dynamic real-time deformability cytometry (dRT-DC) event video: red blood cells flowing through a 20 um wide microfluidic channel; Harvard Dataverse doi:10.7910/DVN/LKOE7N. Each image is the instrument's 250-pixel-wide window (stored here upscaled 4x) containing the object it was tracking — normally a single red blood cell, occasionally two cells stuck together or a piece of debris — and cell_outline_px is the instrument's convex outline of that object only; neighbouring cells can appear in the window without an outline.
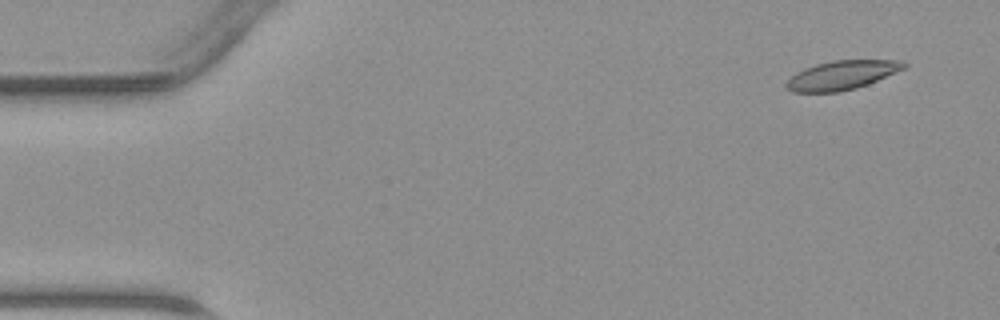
{"species": "common noctule bat (a hibernating species)", "species_latin": "Nyctalus noctula", "temperature_condition": "warm", "stored_images_in_passage": 46, "camera_frame_rate_fps": 3000, "um_per_image_px": 0.085, "animal": {"sex": "male", "body_mass_g": 23.1, "forearm_length_mm": 52.7}, "frame": {"image": 1, "passage_image": 3, "time_ms": 0.667, "image_size_px": [1000, 320], "cell_outline_px": [[908, 64], [904, 68], [868, 84], [856, 88], [836, 92], [792, 92], [784, 84], [796, 72], [804, 68], [816, 64], [832, 60], [904, 60]], "centroid_in_image_um": [71.55, 6.38], "position_along_channel_um": 13.4, "area_um2": 19.77}}
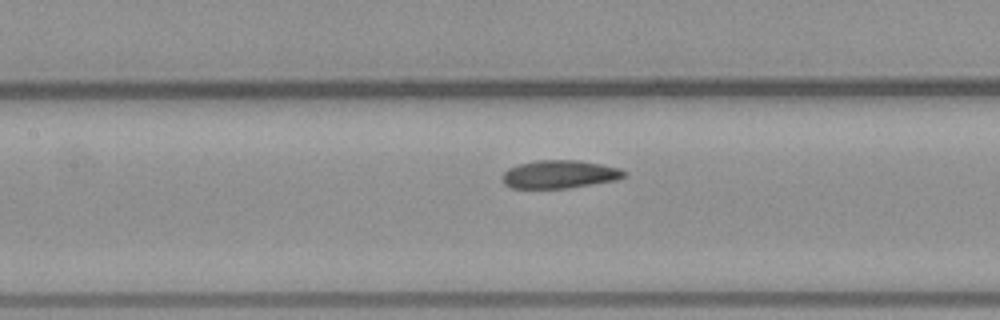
{"frame": {"image": 2, "passage_image": 21, "time_ms": 6.667, "image_size_px": [1000, 320], "cell_outline_px": [[628, 176], [616, 180], [568, 188], [512, 188], [504, 184], [504, 172], [508, 168], [520, 164], [536, 160], [580, 160], [620, 168], [628, 172]], "centroid_in_image_um": [47.62, 14.81], "position_along_channel_um": 159.8, "area_um2": 19.94}}
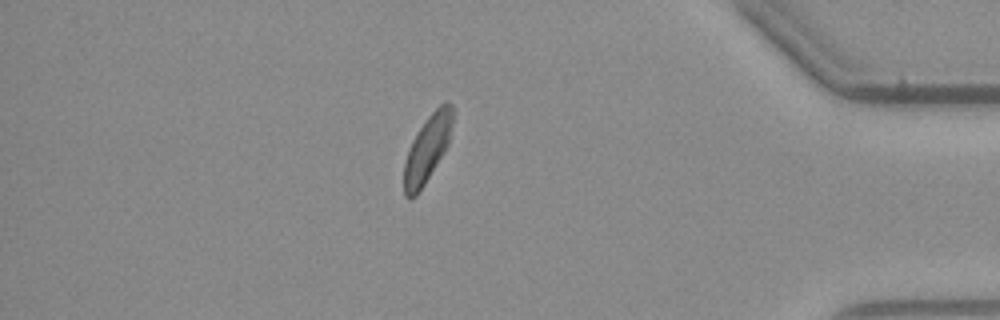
{"frame": {"image": 3, "passage_image": 40, "time_ms": 13.0, "image_size_px": [1000, 320], "cell_outline_px": [[452, 124], [448, 144], [444, 152], [424, 184], [416, 196], [408, 200], [404, 196], [404, 164], [408, 148], [412, 140], [428, 116], [444, 100], [448, 100], [452, 104]], "centroid_in_image_um": [36.31, 12.64], "position_along_channel_um": 398.9, "area_um2": 18.79}}